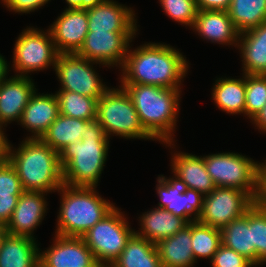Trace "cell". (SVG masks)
Listing matches in <instances>:
<instances>
[{"instance_id": "46", "label": "cell", "mask_w": 266, "mask_h": 267, "mask_svg": "<svg viewBox=\"0 0 266 267\" xmlns=\"http://www.w3.org/2000/svg\"><path fill=\"white\" fill-rule=\"evenodd\" d=\"M103 1H105V0H82V9L94 7L97 4L102 3Z\"/></svg>"}, {"instance_id": "28", "label": "cell", "mask_w": 266, "mask_h": 267, "mask_svg": "<svg viewBox=\"0 0 266 267\" xmlns=\"http://www.w3.org/2000/svg\"><path fill=\"white\" fill-rule=\"evenodd\" d=\"M221 244L233 249L257 266V253L253 244L252 229L248 223V210L241 217L220 228Z\"/></svg>"}, {"instance_id": "11", "label": "cell", "mask_w": 266, "mask_h": 267, "mask_svg": "<svg viewBox=\"0 0 266 267\" xmlns=\"http://www.w3.org/2000/svg\"><path fill=\"white\" fill-rule=\"evenodd\" d=\"M254 203L255 200L245 191L215 187L211 193L204 195L198 221L220 229L244 215Z\"/></svg>"}, {"instance_id": "10", "label": "cell", "mask_w": 266, "mask_h": 267, "mask_svg": "<svg viewBox=\"0 0 266 267\" xmlns=\"http://www.w3.org/2000/svg\"><path fill=\"white\" fill-rule=\"evenodd\" d=\"M95 63L100 66V63L89 61L76 53L59 54L54 67L61 83L59 90L99 99L109 87L103 84V79L93 69Z\"/></svg>"}, {"instance_id": "31", "label": "cell", "mask_w": 266, "mask_h": 267, "mask_svg": "<svg viewBox=\"0 0 266 267\" xmlns=\"http://www.w3.org/2000/svg\"><path fill=\"white\" fill-rule=\"evenodd\" d=\"M59 102V114L86 121L96 119L98 98L59 90L56 93Z\"/></svg>"}, {"instance_id": "17", "label": "cell", "mask_w": 266, "mask_h": 267, "mask_svg": "<svg viewBox=\"0 0 266 267\" xmlns=\"http://www.w3.org/2000/svg\"><path fill=\"white\" fill-rule=\"evenodd\" d=\"M88 31L137 32L135 11L113 0L87 8Z\"/></svg>"}, {"instance_id": "19", "label": "cell", "mask_w": 266, "mask_h": 267, "mask_svg": "<svg viewBox=\"0 0 266 267\" xmlns=\"http://www.w3.org/2000/svg\"><path fill=\"white\" fill-rule=\"evenodd\" d=\"M58 115L59 102L56 94H40L36 90L24 108L19 123L32 134L26 138L41 139Z\"/></svg>"}, {"instance_id": "39", "label": "cell", "mask_w": 266, "mask_h": 267, "mask_svg": "<svg viewBox=\"0 0 266 267\" xmlns=\"http://www.w3.org/2000/svg\"><path fill=\"white\" fill-rule=\"evenodd\" d=\"M19 196L0 195V222L6 224L10 221L17 205Z\"/></svg>"}, {"instance_id": "9", "label": "cell", "mask_w": 266, "mask_h": 267, "mask_svg": "<svg viewBox=\"0 0 266 267\" xmlns=\"http://www.w3.org/2000/svg\"><path fill=\"white\" fill-rule=\"evenodd\" d=\"M13 51V70L18 76L47 69L53 66L59 53L56 50L50 30L42 31L28 27L17 37Z\"/></svg>"}, {"instance_id": "37", "label": "cell", "mask_w": 266, "mask_h": 267, "mask_svg": "<svg viewBox=\"0 0 266 267\" xmlns=\"http://www.w3.org/2000/svg\"><path fill=\"white\" fill-rule=\"evenodd\" d=\"M212 267H254L255 265L246 257L238 254L223 244L220 245L217 252L213 255Z\"/></svg>"}, {"instance_id": "8", "label": "cell", "mask_w": 266, "mask_h": 267, "mask_svg": "<svg viewBox=\"0 0 266 267\" xmlns=\"http://www.w3.org/2000/svg\"><path fill=\"white\" fill-rule=\"evenodd\" d=\"M116 206L81 238L100 266H111L135 233Z\"/></svg>"}, {"instance_id": "26", "label": "cell", "mask_w": 266, "mask_h": 267, "mask_svg": "<svg viewBox=\"0 0 266 267\" xmlns=\"http://www.w3.org/2000/svg\"><path fill=\"white\" fill-rule=\"evenodd\" d=\"M211 95L216 106L227 114L245 115L246 74L242 79L217 78Z\"/></svg>"}, {"instance_id": "3", "label": "cell", "mask_w": 266, "mask_h": 267, "mask_svg": "<svg viewBox=\"0 0 266 267\" xmlns=\"http://www.w3.org/2000/svg\"><path fill=\"white\" fill-rule=\"evenodd\" d=\"M131 96L144 129L157 141L175 146L174 136L180 101V89L155 85L120 84Z\"/></svg>"}, {"instance_id": "4", "label": "cell", "mask_w": 266, "mask_h": 267, "mask_svg": "<svg viewBox=\"0 0 266 267\" xmlns=\"http://www.w3.org/2000/svg\"><path fill=\"white\" fill-rule=\"evenodd\" d=\"M13 149L9 162L15 168L24 191L52 193L64 184L59 153L41 139L25 138Z\"/></svg>"}, {"instance_id": "44", "label": "cell", "mask_w": 266, "mask_h": 267, "mask_svg": "<svg viewBox=\"0 0 266 267\" xmlns=\"http://www.w3.org/2000/svg\"><path fill=\"white\" fill-rule=\"evenodd\" d=\"M9 65L7 64V60H5L4 56L0 54V83L5 81L8 77Z\"/></svg>"}, {"instance_id": "29", "label": "cell", "mask_w": 266, "mask_h": 267, "mask_svg": "<svg viewBox=\"0 0 266 267\" xmlns=\"http://www.w3.org/2000/svg\"><path fill=\"white\" fill-rule=\"evenodd\" d=\"M86 122V120L59 114L41 140L60 153L68 144L82 140Z\"/></svg>"}, {"instance_id": "16", "label": "cell", "mask_w": 266, "mask_h": 267, "mask_svg": "<svg viewBox=\"0 0 266 267\" xmlns=\"http://www.w3.org/2000/svg\"><path fill=\"white\" fill-rule=\"evenodd\" d=\"M47 193L42 191H24L18 198L10 221L6 227L8 234L34 238V230L42 223L47 213Z\"/></svg>"}, {"instance_id": "12", "label": "cell", "mask_w": 266, "mask_h": 267, "mask_svg": "<svg viewBox=\"0 0 266 267\" xmlns=\"http://www.w3.org/2000/svg\"><path fill=\"white\" fill-rule=\"evenodd\" d=\"M137 32L88 31L85 41L76 53L104 67H123L128 48Z\"/></svg>"}, {"instance_id": "38", "label": "cell", "mask_w": 266, "mask_h": 267, "mask_svg": "<svg viewBox=\"0 0 266 267\" xmlns=\"http://www.w3.org/2000/svg\"><path fill=\"white\" fill-rule=\"evenodd\" d=\"M4 6L15 13H29L42 8L51 0H1Z\"/></svg>"}, {"instance_id": "7", "label": "cell", "mask_w": 266, "mask_h": 267, "mask_svg": "<svg viewBox=\"0 0 266 267\" xmlns=\"http://www.w3.org/2000/svg\"><path fill=\"white\" fill-rule=\"evenodd\" d=\"M205 168L216 187L235 188L258 196L259 163L233 152L203 156Z\"/></svg>"}, {"instance_id": "47", "label": "cell", "mask_w": 266, "mask_h": 267, "mask_svg": "<svg viewBox=\"0 0 266 267\" xmlns=\"http://www.w3.org/2000/svg\"><path fill=\"white\" fill-rule=\"evenodd\" d=\"M7 235H8V230L6 224L0 222V246L2 245V242Z\"/></svg>"}, {"instance_id": "40", "label": "cell", "mask_w": 266, "mask_h": 267, "mask_svg": "<svg viewBox=\"0 0 266 267\" xmlns=\"http://www.w3.org/2000/svg\"><path fill=\"white\" fill-rule=\"evenodd\" d=\"M198 10L228 11L231 0H196Z\"/></svg>"}, {"instance_id": "25", "label": "cell", "mask_w": 266, "mask_h": 267, "mask_svg": "<svg viewBox=\"0 0 266 267\" xmlns=\"http://www.w3.org/2000/svg\"><path fill=\"white\" fill-rule=\"evenodd\" d=\"M36 239L8 234L0 246V267H39Z\"/></svg>"}, {"instance_id": "22", "label": "cell", "mask_w": 266, "mask_h": 267, "mask_svg": "<svg viewBox=\"0 0 266 267\" xmlns=\"http://www.w3.org/2000/svg\"><path fill=\"white\" fill-rule=\"evenodd\" d=\"M237 48L243 74L266 75V22L240 33Z\"/></svg>"}, {"instance_id": "13", "label": "cell", "mask_w": 266, "mask_h": 267, "mask_svg": "<svg viewBox=\"0 0 266 267\" xmlns=\"http://www.w3.org/2000/svg\"><path fill=\"white\" fill-rule=\"evenodd\" d=\"M156 190L160 198L158 208H164L188 223L199 220L204 198L201 192L185 188L173 177L167 178L163 175L157 178Z\"/></svg>"}, {"instance_id": "6", "label": "cell", "mask_w": 266, "mask_h": 267, "mask_svg": "<svg viewBox=\"0 0 266 267\" xmlns=\"http://www.w3.org/2000/svg\"><path fill=\"white\" fill-rule=\"evenodd\" d=\"M96 120L110 139L119 136L125 139L155 140L142 126L129 93L119 88H108L98 99Z\"/></svg>"}, {"instance_id": "20", "label": "cell", "mask_w": 266, "mask_h": 267, "mask_svg": "<svg viewBox=\"0 0 266 267\" xmlns=\"http://www.w3.org/2000/svg\"><path fill=\"white\" fill-rule=\"evenodd\" d=\"M173 178L185 188L194 189L203 195L211 193L215 185L205 168L202 156L175 152L171 158Z\"/></svg>"}, {"instance_id": "27", "label": "cell", "mask_w": 266, "mask_h": 267, "mask_svg": "<svg viewBox=\"0 0 266 267\" xmlns=\"http://www.w3.org/2000/svg\"><path fill=\"white\" fill-rule=\"evenodd\" d=\"M111 267H162L155 243L135 233Z\"/></svg>"}, {"instance_id": "21", "label": "cell", "mask_w": 266, "mask_h": 267, "mask_svg": "<svg viewBox=\"0 0 266 267\" xmlns=\"http://www.w3.org/2000/svg\"><path fill=\"white\" fill-rule=\"evenodd\" d=\"M191 28L204 40L235 47L240 35L228 11L198 10Z\"/></svg>"}, {"instance_id": "30", "label": "cell", "mask_w": 266, "mask_h": 267, "mask_svg": "<svg viewBox=\"0 0 266 267\" xmlns=\"http://www.w3.org/2000/svg\"><path fill=\"white\" fill-rule=\"evenodd\" d=\"M228 14L239 33L248 31L266 22V0H231Z\"/></svg>"}, {"instance_id": "32", "label": "cell", "mask_w": 266, "mask_h": 267, "mask_svg": "<svg viewBox=\"0 0 266 267\" xmlns=\"http://www.w3.org/2000/svg\"><path fill=\"white\" fill-rule=\"evenodd\" d=\"M191 245L195 262L199 258H207L210 261L221 245L220 229L200 223L191 222Z\"/></svg>"}, {"instance_id": "42", "label": "cell", "mask_w": 266, "mask_h": 267, "mask_svg": "<svg viewBox=\"0 0 266 267\" xmlns=\"http://www.w3.org/2000/svg\"><path fill=\"white\" fill-rule=\"evenodd\" d=\"M10 145L4 133V127L0 126V164L9 161Z\"/></svg>"}, {"instance_id": "5", "label": "cell", "mask_w": 266, "mask_h": 267, "mask_svg": "<svg viewBox=\"0 0 266 267\" xmlns=\"http://www.w3.org/2000/svg\"><path fill=\"white\" fill-rule=\"evenodd\" d=\"M58 192L62 195L56 235L82 237L115 207L114 203L99 196L96 187L63 184Z\"/></svg>"}, {"instance_id": "23", "label": "cell", "mask_w": 266, "mask_h": 267, "mask_svg": "<svg viewBox=\"0 0 266 267\" xmlns=\"http://www.w3.org/2000/svg\"><path fill=\"white\" fill-rule=\"evenodd\" d=\"M139 220L141 227L135 231V234L155 244L175 235L188 224L182 217L158 207L143 213Z\"/></svg>"}, {"instance_id": "14", "label": "cell", "mask_w": 266, "mask_h": 267, "mask_svg": "<svg viewBox=\"0 0 266 267\" xmlns=\"http://www.w3.org/2000/svg\"><path fill=\"white\" fill-rule=\"evenodd\" d=\"M54 236L53 244L39 252V267H100L81 237Z\"/></svg>"}, {"instance_id": "43", "label": "cell", "mask_w": 266, "mask_h": 267, "mask_svg": "<svg viewBox=\"0 0 266 267\" xmlns=\"http://www.w3.org/2000/svg\"><path fill=\"white\" fill-rule=\"evenodd\" d=\"M250 122L255 124L259 131L266 133V104Z\"/></svg>"}, {"instance_id": "35", "label": "cell", "mask_w": 266, "mask_h": 267, "mask_svg": "<svg viewBox=\"0 0 266 267\" xmlns=\"http://www.w3.org/2000/svg\"><path fill=\"white\" fill-rule=\"evenodd\" d=\"M163 11L170 19L182 25L189 26L194 24L198 8L196 0H159Z\"/></svg>"}, {"instance_id": "33", "label": "cell", "mask_w": 266, "mask_h": 267, "mask_svg": "<svg viewBox=\"0 0 266 267\" xmlns=\"http://www.w3.org/2000/svg\"><path fill=\"white\" fill-rule=\"evenodd\" d=\"M248 223L257 253V266L266 263V207L256 202L248 209Z\"/></svg>"}, {"instance_id": "34", "label": "cell", "mask_w": 266, "mask_h": 267, "mask_svg": "<svg viewBox=\"0 0 266 267\" xmlns=\"http://www.w3.org/2000/svg\"><path fill=\"white\" fill-rule=\"evenodd\" d=\"M266 104V75L246 74L245 115L252 120Z\"/></svg>"}, {"instance_id": "36", "label": "cell", "mask_w": 266, "mask_h": 267, "mask_svg": "<svg viewBox=\"0 0 266 267\" xmlns=\"http://www.w3.org/2000/svg\"><path fill=\"white\" fill-rule=\"evenodd\" d=\"M24 192L13 165L7 161L0 164V195L20 196Z\"/></svg>"}, {"instance_id": "15", "label": "cell", "mask_w": 266, "mask_h": 267, "mask_svg": "<svg viewBox=\"0 0 266 267\" xmlns=\"http://www.w3.org/2000/svg\"><path fill=\"white\" fill-rule=\"evenodd\" d=\"M48 28L59 54L77 53L88 33L86 9H67Z\"/></svg>"}, {"instance_id": "18", "label": "cell", "mask_w": 266, "mask_h": 267, "mask_svg": "<svg viewBox=\"0 0 266 267\" xmlns=\"http://www.w3.org/2000/svg\"><path fill=\"white\" fill-rule=\"evenodd\" d=\"M36 90L30 76L15 74L0 83V126L20 122L23 110Z\"/></svg>"}, {"instance_id": "24", "label": "cell", "mask_w": 266, "mask_h": 267, "mask_svg": "<svg viewBox=\"0 0 266 267\" xmlns=\"http://www.w3.org/2000/svg\"><path fill=\"white\" fill-rule=\"evenodd\" d=\"M191 222L175 235L156 244L162 267H194Z\"/></svg>"}, {"instance_id": "45", "label": "cell", "mask_w": 266, "mask_h": 267, "mask_svg": "<svg viewBox=\"0 0 266 267\" xmlns=\"http://www.w3.org/2000/svg\"><path fill=\"white\" fill-rule=\"evenodd\" d=\"M67 9H82V0H65Z\"/></svg>"}, {"instance_id": "1", "label": "cell", "mask_w": 266, "mask_h": 267, "mask_svg": "<svg viewBox=\"0 0 266 267\" xmlns=\"http://www.w3.org/2000/svg\"><path fill=\"white\" fill-rule=\"evenodd\" d=\"M123 64L121 84L155 85L163 88L181 89L188 73L186 57L169 44L145 43L130 49ZM182 80V81H181Z\"/></svg>"}, {"instance_id": "41", "label": "cell", "mask_w": 266, "mask_h": 267, "mask_svg": "<svg viewBox=\"0 0 266 267\" xmlns=\"http://www.w3.org/2000/svg\"><path fill=\"white\" fill-rule=\"evenodd\" d=\"M255 202L266 207V162L259 163L258 196Z\"/></svg>"}, {"instance_id": "2", "label": "cell", "mask_w": 266, "mask_h": 267, "mask_svg": "<svg viewBox=\"0 0 266 267\" xmlns=\"http://www.w3.org/2000/svg\"><path fill=\"white\" fill-rule=\"evenodd\" d=\"M109 142L96 119L87 121L82 140L68 144L59 153L64 184L97 188L107 161Z\"/></svg>"}]
</instances>
